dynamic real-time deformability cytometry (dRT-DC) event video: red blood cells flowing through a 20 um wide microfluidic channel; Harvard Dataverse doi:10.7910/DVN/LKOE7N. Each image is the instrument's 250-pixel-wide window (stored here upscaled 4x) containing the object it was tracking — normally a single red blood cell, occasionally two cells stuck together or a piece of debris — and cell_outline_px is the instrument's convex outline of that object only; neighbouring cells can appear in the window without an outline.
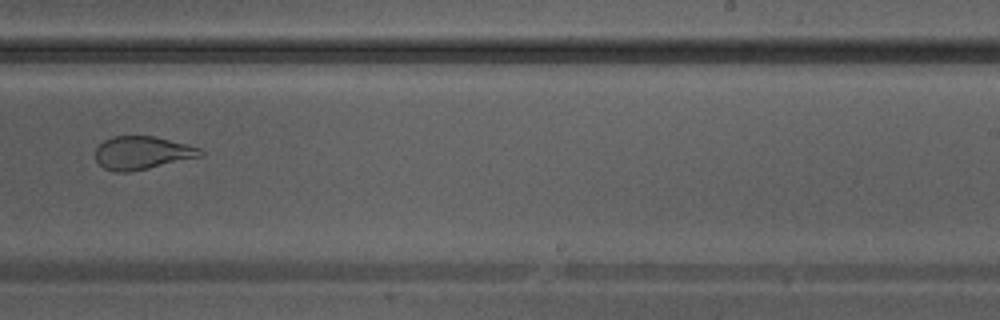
{"species": "Egyptian fruit bat (a non-hibernating species)", "species_latin": "Rousettus aegyptiacus", "temperature_condition": "warm", "stored_images_in_passage": 31, "camera_frame_rate_fps": 3000, "um_per_image_px": 0.085, "animal": {"sex": "male"}, "frame": {"image": 1, "passage_image": 18, "time_ms": 5.667, "image_size_px": [1000, 320], "cell_outline_px": [[204, 156], [148, 168], [128, 172], [112, 172], [104, 168], [96, 160], [96, 148], [104, 140], [112, 136], [152, 136], [200, 148], [204, 152]], "centroid_in_image_um": [12.07, 13.0], "position_along_channel_um": 276.9, "area_um2": 20.11}}